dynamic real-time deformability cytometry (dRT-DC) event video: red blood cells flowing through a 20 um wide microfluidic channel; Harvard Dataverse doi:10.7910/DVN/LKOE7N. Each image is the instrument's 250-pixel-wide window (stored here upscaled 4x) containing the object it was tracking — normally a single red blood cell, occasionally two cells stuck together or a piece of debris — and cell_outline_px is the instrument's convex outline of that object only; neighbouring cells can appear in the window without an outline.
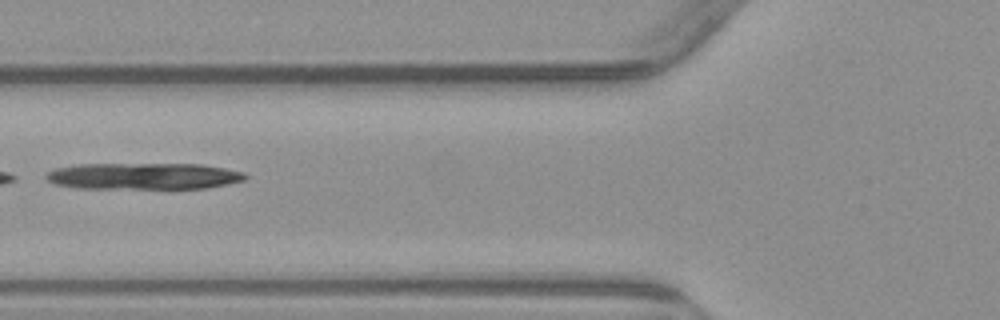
{"species": "common noctule bat (a hibernating species)", "species_latin": "Nyctalus noctula", "temperature_condition": "warm", "stored_images_in_passage": 6, "camera_frame_rate_fps": 3000, "um_per_image_px": 0.085, "animal": {"sex": "male", "body_mass_g": 23.1, "forearm_length_mm": 52.7}, "frame": {"image": 1, "passage_image": 6, "time_ms": 6.0, "image_size_px": [1000, 320], "cell_outline_px": [[248, 176], [244, 180], [228, 184], [208, 188], [76, 188], [56, 184], [48, 180], [44, 176], [48, 172], [56, 168], [80, 164], [200, 164], [224, 168], [244, 172]], "centroid_in_image_um": [12.22, 14.97], "position_along_channel_um": 113.6, "area_um2": 30.69}}